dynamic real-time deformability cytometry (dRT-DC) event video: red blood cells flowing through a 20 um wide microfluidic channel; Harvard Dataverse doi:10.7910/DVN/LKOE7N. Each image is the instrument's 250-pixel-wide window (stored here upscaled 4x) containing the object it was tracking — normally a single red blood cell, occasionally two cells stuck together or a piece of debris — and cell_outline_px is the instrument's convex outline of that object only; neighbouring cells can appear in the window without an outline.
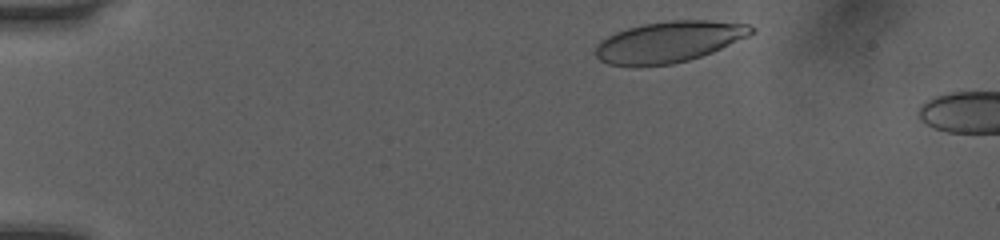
{"species": "human", "species_latin": "Homo sapiens", "temperature_condition": "room temperature", "stored_images_in_passage": 7, "camera_frame_rate_fps": 3000, "um_per_image_px": 0.085, "donor": {"sex": "female"}, "frame": {"image": 1, "passage_image": 3, "time_ms": 0.667, "image_size_px": [1000, 240], "cell_outline_px": [[756, 32], [748, 36], [712, 52], [688, 60], [672, 64], [640, 68], [636, 68], [608, 64], [600, 60], [596, 56], [596, 44], [608, 36], [616, 32], [628, 28], [644, 24], [672, 20], [708, 20], [748, 24], [756, 28]], "centroid_in_image_um": [56.85, 3.58], "position_along_channel_um": 28.2, "area_um2": 37.57}}